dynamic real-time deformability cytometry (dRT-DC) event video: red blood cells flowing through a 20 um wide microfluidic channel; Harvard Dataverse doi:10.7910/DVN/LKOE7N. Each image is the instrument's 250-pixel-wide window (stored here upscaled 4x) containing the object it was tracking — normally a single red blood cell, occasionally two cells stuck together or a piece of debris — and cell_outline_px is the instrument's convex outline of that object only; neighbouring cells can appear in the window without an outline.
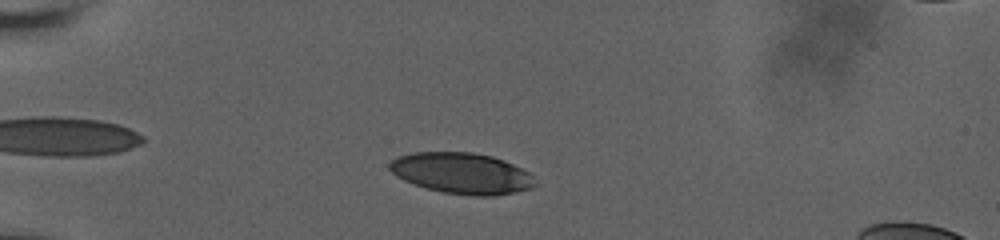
{"species": "human", "species_latin": "Homo sapiens", "temperature_condition": "room temperature", "stored_images_in_passage": 51, "camera_frame_rate_fps": 3000, "um_per_image_px": 0.085, "donor": {"sex": "male"}, "frame": {"image": 1, "passage_image": 9, "time_ms": 2.667, "image_size_px": [1000, 240], "cell_outline_px": [[536, 184], [532, 188], [516, 192], [492, 196], [472, 196], [444, 192], [428, 188], [404, 180], [396, 176], [388, 168], [388, 164], [396, 156], [412, 152], [472, 152], [492, 156], [504, 160], [528, 172], [532, 176]], "centroid_in_image_um": [39.24, 14.72], "position_along_channel_um": 45.8, "area_um2": 34.74}}
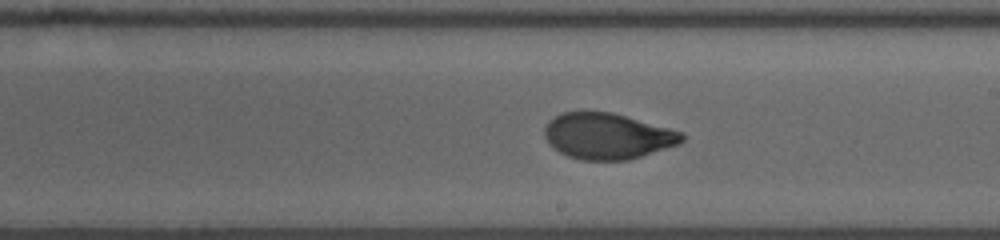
{"frame": {"image": 2, "passage_image": 28, "time_ms": 9.0, "image_size_px": [1000, 240], "cell_outline_px": [[684, 140], [680, 144], [628, 160], [580, 160], [568, 156], [552, 148], [548, 144], [544, 136], [544, 128], [548, 120], [564, 112], [580, 108], [584, 108], [612, 112], [684, 132]], "centroid_in_image_um": [51.59, 11.53], "position_along_channel_um": 237.4, "area_um2": 37.69}}
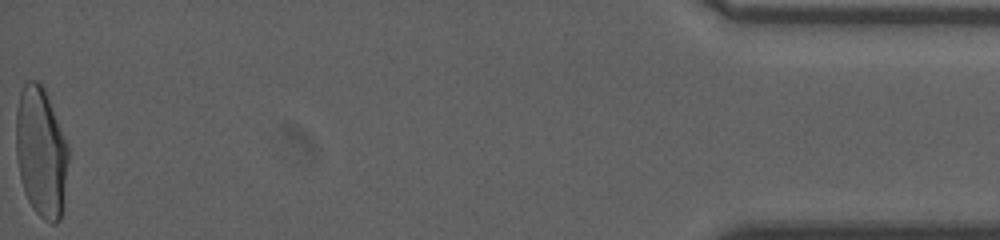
{"frame": {"image": 3, "passage_image": 51, "time_ms": 16.667, "image_size_px": [1000, 240], "cell_outline_px": [[68, 160], [60, 220], [56, 224], [52, 224], [44, 220], [36, 212], [28, 200], [24, 192], [20, 176], [16, 156], [16, 108], [20, 92], [24, 84], [28, 80], [36, 80], [44, 88], [68, 144]], "centroid_in_image_um": [3.47, 12.92], "position_along_channel_um": 431.7, "area_um2": 39.48}, "authors_computed_cell_mechanics": {"area_um2": 37.2232, "velocity_mm_per_s": 3.6609, "shape_relaxation_time_tau1_ms": 6.3644, "shape_relaxation_time_tau2_ms": null, "deformation_change_tau1": 0.2168, "deformation_change_tau2": null}}